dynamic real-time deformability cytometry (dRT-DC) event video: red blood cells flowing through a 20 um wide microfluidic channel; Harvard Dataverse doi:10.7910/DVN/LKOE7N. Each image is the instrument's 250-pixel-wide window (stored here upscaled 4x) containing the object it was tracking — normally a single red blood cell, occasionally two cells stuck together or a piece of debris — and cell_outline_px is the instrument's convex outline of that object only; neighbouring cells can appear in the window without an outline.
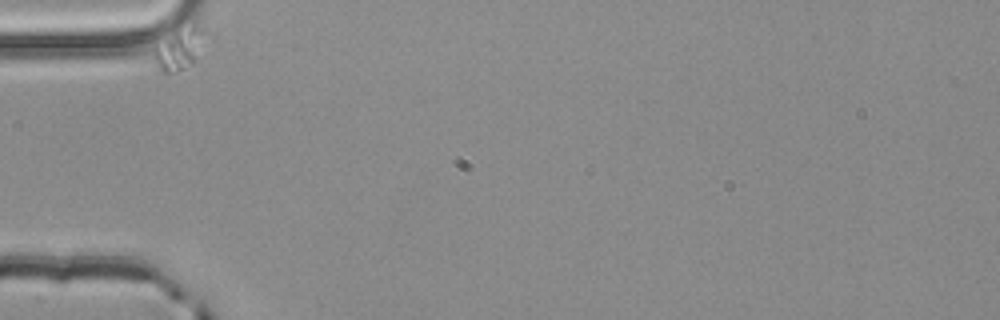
{"species": "common noctule bat (a hibernating species)", "species_latin": "Nyctalus noctula", "temperature_condition": "room temperature", "stored_images_in_passage": 2, "camera_frame_rate_fps": 3000, "um_per_image_px": 0.085, "animal": {"sex": "male", "body_mass_g": 20.4}, "frame": {"image": 1, "passage_image": 1, "time_ms": 0.0, "image_size_px": [1000, 320], "cell_outline_px": [[216, 40], [192, 64], [176, 72], [160, 72], [156, 64], [152, 52], [152, 48], [176, 24], [196, 24], [204, 28]], "centroid_in_image_um": [15.41, 4.01], "position_along_channel_um": 69.6, "area_um2": 14.68}}